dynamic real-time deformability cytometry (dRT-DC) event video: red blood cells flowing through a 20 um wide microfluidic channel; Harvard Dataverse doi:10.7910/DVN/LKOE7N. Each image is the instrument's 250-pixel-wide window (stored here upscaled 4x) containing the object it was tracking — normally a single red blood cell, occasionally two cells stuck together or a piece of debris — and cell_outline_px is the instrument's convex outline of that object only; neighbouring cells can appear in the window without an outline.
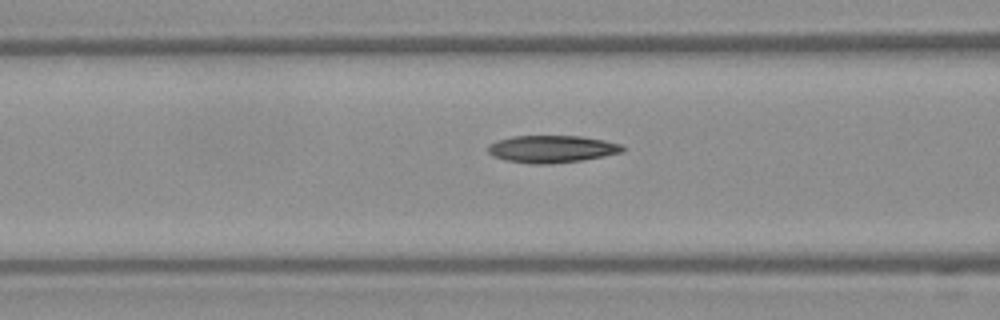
{"species": "Egyptian fruit bat (a non-hibernating species)", "species_latin": "Rousettus aegyptiacus", "temperature_condition": "warm", "stored_images_in_passage": 10, "camera_frame_rate_fps": 3000, "um_per_image_px": 0.085, "frame": {"image": 1, "passage_image": 6, "time_ms": 1.667, "image_size_px": [1000, 320], "cell_outline_px": [[624, 152], [584, 160], [548, 164], [532, 164], [504, 160], [492, 156], [488, 152], [488, 144], [496, 140], [512, 136], [580, 136], [604, 140], [620, 144], [624, 148]], "centroid_in_image_um": [46.88, 12.67], "position_along_channel_um": 119.7, "area_um2": 21.56}}
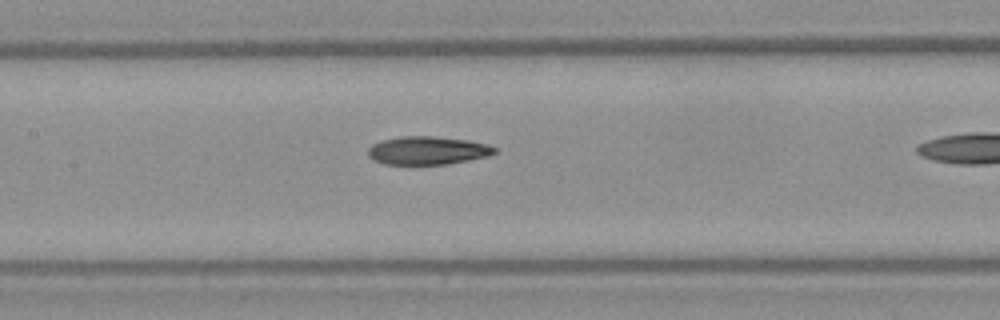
{"frame": {"image": 2, "passage_image": 9, "time_ms": 2.667, "image_size_px": [1000, 320], "cell_outline_px": [[496, 152], [488, 156], [468, 160], [444, 164], [384, 164], [368, 156], [368, 148], [372, 144], [384, 140], [404, 136], [432, 136], [468, 140], [488, 144], [496, 148]], "centroid_in_image_um": [36.36, 12.79], "position_along_channel_um": 171.0, "area_um2": 20.58}}